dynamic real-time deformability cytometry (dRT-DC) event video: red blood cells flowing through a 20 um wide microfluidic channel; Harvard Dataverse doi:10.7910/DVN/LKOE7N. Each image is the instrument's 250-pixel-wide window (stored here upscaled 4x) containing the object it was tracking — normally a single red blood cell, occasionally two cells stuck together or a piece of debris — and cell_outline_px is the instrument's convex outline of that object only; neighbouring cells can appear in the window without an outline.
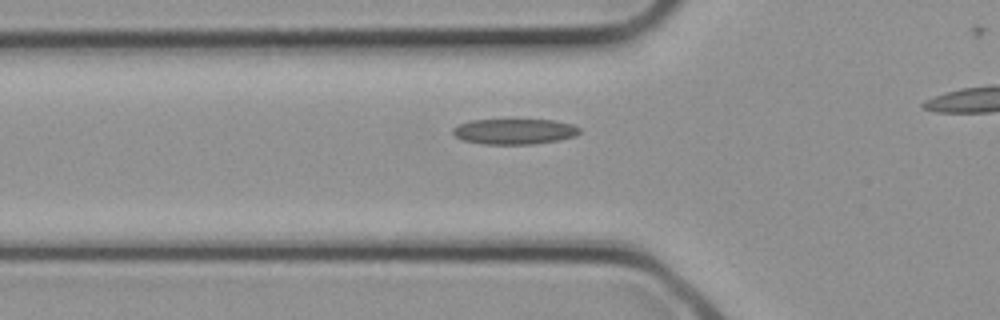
{"species": "common noctule bat (a hibernating species)", "species_latin": "Nyctalus noctula", "temperature_condition": "cold", "stored_images_in_passage": 14, "camera_frame_rate_fps": 3000, "um_per_image_px": 0.085, "animal": {"sex": "female", "body_mass_g": 21.9}, "frame": {"image": 1, "passage_image": 7, "time_ms": 2.0, "image_size_px": [1000, 320], "cell_outline_px": [[580, 132], [576, 136], [560, 140], [536, 144], [484, 144], [460, 140], [452, 132], [452, 128], [460, 124], [472, 120], [556, 120], [572, 124], [580, 128]], "centroid_in_image_um": [43.75, 11.18], "position_along_channel_um": 82.1, "area_um2": 18.96}}
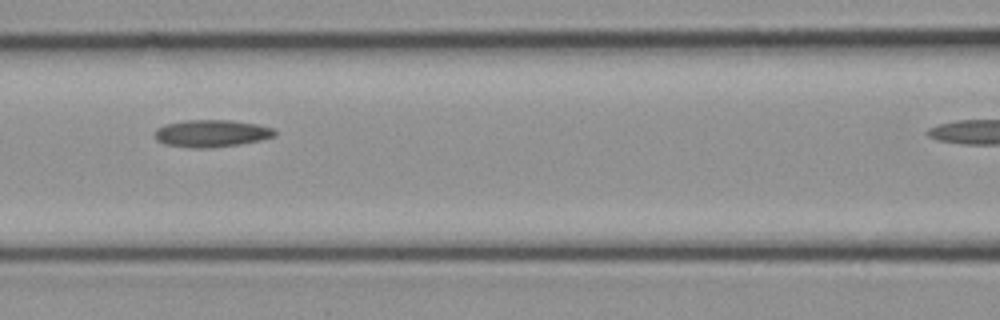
{"frame": {"image": 2, "passage_image": 10, "time_ms": 3.0, "image_size_px": [1000, 320], "cell_outline_px": [[276, 136], [260, 140], [240, 144], [212, 148], [188, 148], [164, 144], [156, 140], [156, 128], [168, 124], [188, 120], [228, 120], [256, 124], [272, 128], [276, 132]], "centroid_in_image_um": [17.98, 11.35], "position_along_channel_um": 148.6, "area_um2": 18.96}}
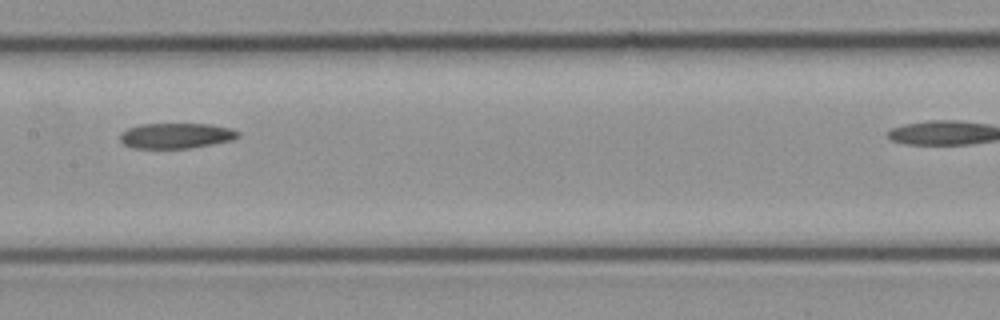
{"frame": {"image": 3, "passage_image": 12, "time_ms": 3.667, "image_size_px": [1000, 320], "cell_outline_px": [[240, 136], [232, 140], [212, 144], [188, 148], [132, 148], [124, 144], [120, 140], [120, 132], [128, 128], [140, 124], [212, 124], [232, 128], [240, 132]], "centroid_in_image_um": [14.98, 11.53], "position_along_channel_um": 192.4, "area_um2": 17.57}}